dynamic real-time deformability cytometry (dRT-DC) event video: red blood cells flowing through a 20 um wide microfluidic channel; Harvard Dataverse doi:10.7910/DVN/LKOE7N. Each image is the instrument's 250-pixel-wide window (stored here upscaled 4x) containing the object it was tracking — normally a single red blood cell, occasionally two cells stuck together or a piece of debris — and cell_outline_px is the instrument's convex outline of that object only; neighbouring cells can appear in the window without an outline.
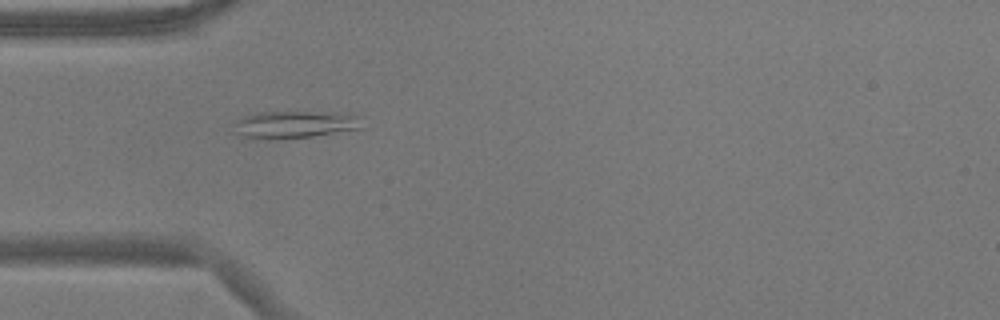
{"species": "common noctule bat (a hibernating species)", "species_latin": "Nyctalus noctula", "temperature_condition": "warm", "stored_images_in_passage": 39, "camera_frame_rate_fps": 3000, "um_per_image_px": 0.085, "animal": {"sex": "male", "body_mass_g": 17.9}, "frame": {"image": 1, "passage_image": 1, "time_ms": 0.0, "image_size_px": [1000, 320], "cell_outline_px": [[364, 128], [312, 136], [272, 140], [244, 136], [236, 120], [252, 112], [352, 112], [364, 116]], "centroid_in_image_um": [25.3, 10.55], "position_along_channel_um": 59.7, "area_um2": 20.58}}
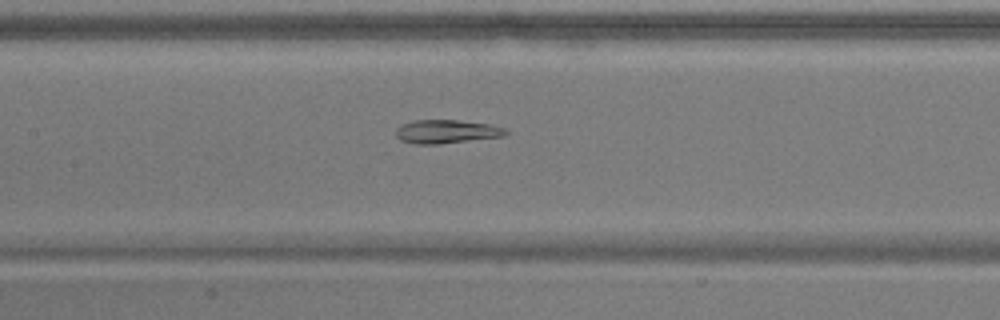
{"frame": {"image": 2, "passage_image": 10, "time_ms": 3.0, "image_size_px": [1000, 320], "cell_outline_px": [[508, 132], [504, 136], [440, 144], [416, 144], [400, 140], [396, 136], [396, 128], [412, 120], [456, 120], [488, 124], [508, 128]], "centroid_in_image_um": [37.96, 11.18], "position_along_channel_um": 169.4, "area_um2": 15.09}}
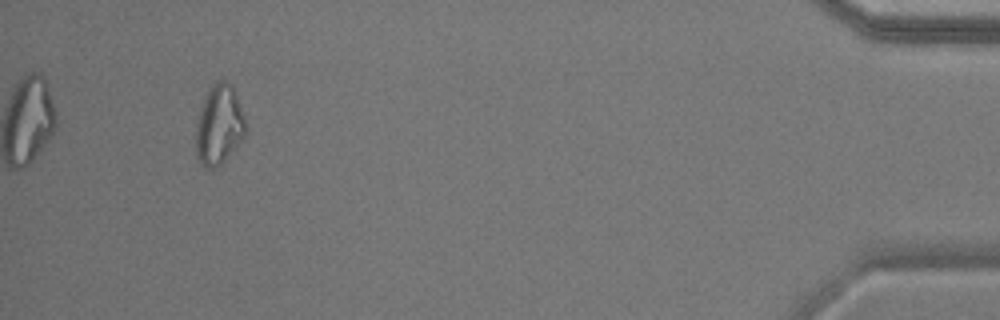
{"frame": {"image": 3, "passage_image": 36, "time_ms": 11.667, "image_size_px": [1000, 320], "cell_outline_px": [[244, 140], [216, 168], [204, 168], [200, 164], [196, 156], [196, 120], [204, 96], [208, 88], [216, 80], [228, 80], [236, 96], [244, 116]], "centroid_in_image_um": [18.58, 10.63], "position_along_channel_um": 416.6, "area_um2": 23.24}, "authors_computed_cell_mechanics": {"area_um2": 16.7042, "velocity_mm_per_s": 3.6853, "shape_relaxation_time_tau1_ms": null, "shape_relaxation_time_tau2_ms": 4.6163, "deformation_change_tau1": null, "deformation_change_tau2": 0.1173}}